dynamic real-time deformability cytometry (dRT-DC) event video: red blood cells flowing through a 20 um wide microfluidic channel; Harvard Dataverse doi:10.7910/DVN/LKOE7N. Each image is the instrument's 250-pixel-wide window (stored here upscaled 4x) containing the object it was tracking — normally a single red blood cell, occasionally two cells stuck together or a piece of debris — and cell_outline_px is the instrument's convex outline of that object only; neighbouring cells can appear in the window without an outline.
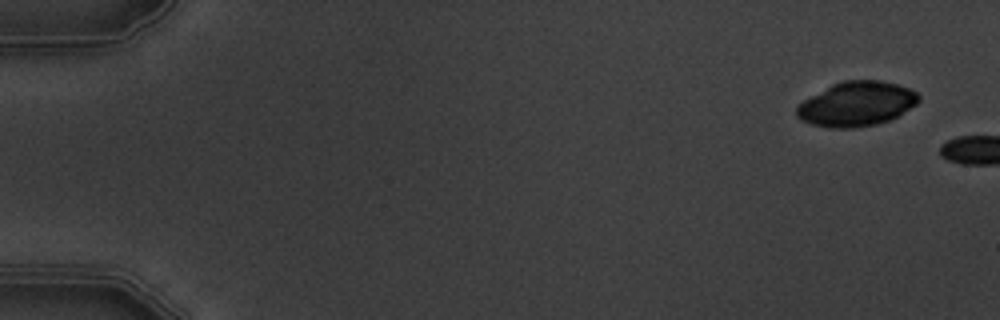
{"species": "common noctule bat (a hibernating species)", "species_latin": "Nyctalus noctula", "temperature_condition": "warm", "stored_images_in_passage": 2, "camera_frame_rate_fps": 3000, "um_per_image_px": 0.085, "animal": {"sex": "male", "body_mass_g": 19.5, "forearm_length_mm": 54.6}, "frame": {"image": 1, "passage_image": 1, "time_ms": 0.0, "image_size_px": [1000, 320], "cell_outline_px": [[920, 100], [916, 104], [896, 116], [888, 120], [876, 124], [852, 128], [828, 128], [812, 124], [800, 120], [796, 116], [796, 108], [804, 100], [832, 84], [844, 80], [880, 80], [896, 84], [908, 88], [916, 92], [920, 96]], "centroid_in_image_um": [72.79, 8.84], "position_along_channel_um": 12.2, "area_um2": 31.44}}